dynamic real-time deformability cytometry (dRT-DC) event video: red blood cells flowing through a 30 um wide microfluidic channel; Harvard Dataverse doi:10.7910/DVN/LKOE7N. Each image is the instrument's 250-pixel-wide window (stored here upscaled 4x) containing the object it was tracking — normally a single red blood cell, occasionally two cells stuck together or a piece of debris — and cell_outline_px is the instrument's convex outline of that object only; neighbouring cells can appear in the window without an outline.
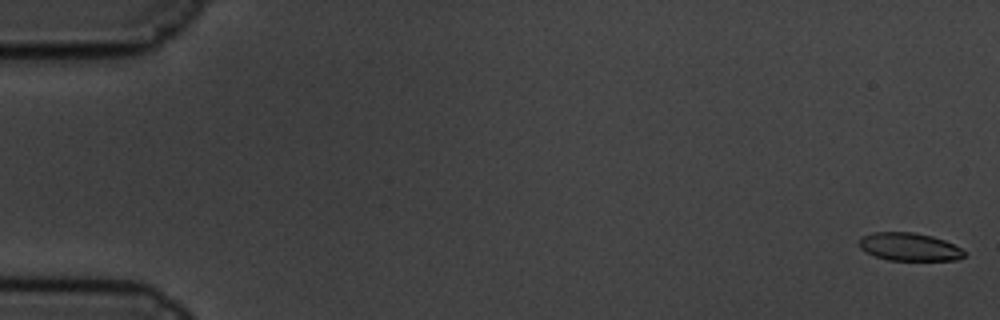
{"species": "common noctule bat (a hibernating species)", "species_latin": "Nyctalus noctula", "temperature_condition": "cold", "stored_images_in_passage": 61, "camera_frame_rate_fps": 3000, "um_per_image_px": 0.085, "animal": {"sex": "male", "body_mass_g": 19.5, "forearm_length_mm": 54.6}, "frame": {"image": 1, "passage_image": 1, "time_ms": 0.0, "image_size_px": [1000, 320], "cell_outline_px": [[968, 252], [964, 256], [956, 260], [888, 260], [876, 256], [860, 248], [856, 244], [860, 236], [872, 232], [912, 232], [932, 236], [944, 240]], "centroid_in_image_um": [77.26, 20.97], "position_along_channel_um": 7.7, "area_um2": 17.22}}
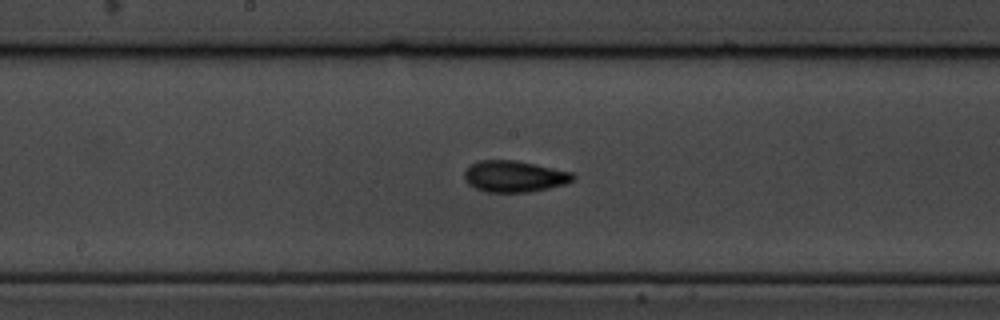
{"frame": {"image": 2, "passage_image": 32, "time_ms": 10.333, "image_size_px": [1000, 320], "cell_outline_px": [[576, 176], [572, 180], [564, 184], [548, 188], [528, 192], [484, 192], [468, 184], [464, 180], [464, 172], [468, 164], [480, 160], [516, 160], [536, 164], [572, 172]], "centroid_in_image_um": [43.67, 14.98], "position_along_channel_um": 204.5, "area_um2": 20.0}}
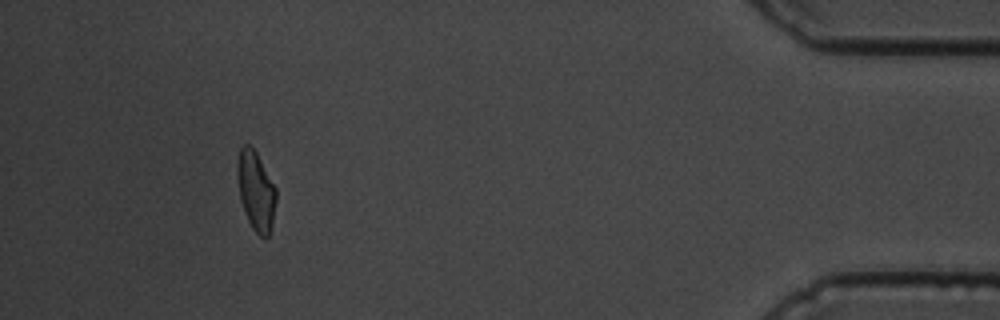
{"frame": {"image": 3, "passage_image": 56, "time_ms": 18.333, "image_size_px": [1000, 320], "cell_outline_px": [[276, 200], [272, 224], [268, 236], [260, 236], [252, 228], [244, 212], [240, 200], [236, 172], [236, 164], [240, 148], [244, 144], [248, 144], [256, 152], [276, 188]], "centroid_in_image_um": [21.73, 16.2], "position_along_channel_um": 413.5, "area_um2": 17.86}, "authors_computed_cell_mechanics": {"area_um2": 18.4382, "velocity_mm_per_s": 3.3451, "shape_relaxation_time_tau1_ms": 3.4037, "shape_relaxation_time_tau2_ms": 1.5797, "deformation_change_tau1": 0.1325, "deformation_change_tau2": 0.0757}}